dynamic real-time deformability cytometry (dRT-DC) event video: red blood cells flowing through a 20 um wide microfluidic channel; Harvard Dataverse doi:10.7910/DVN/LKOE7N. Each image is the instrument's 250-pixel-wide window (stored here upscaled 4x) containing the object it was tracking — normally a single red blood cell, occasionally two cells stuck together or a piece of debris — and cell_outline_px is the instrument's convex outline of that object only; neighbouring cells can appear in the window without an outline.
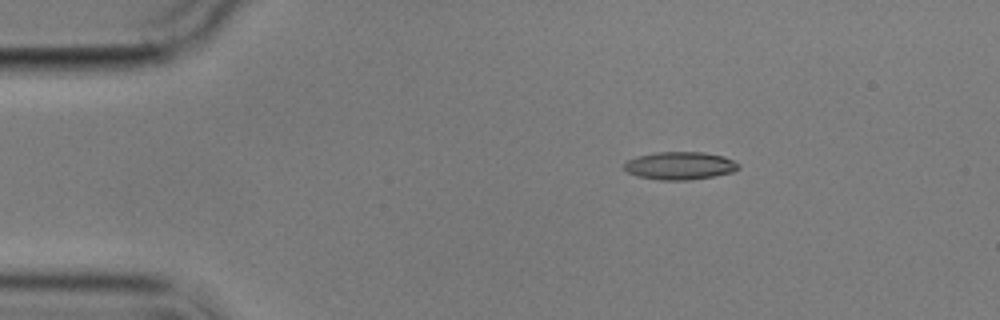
{"species": "common noctule bat (a hibernating species)", "species_latin": "Nyctalus noctula", "temperature_condition": "cold", "stored_images_in_passage": 6, "camera_frame_rate_fps": 3000, "um_per_image_px": 0.085, "animal": {"sex": "male", "body_mass_g": 17.9}, "frame": {"image": 1, "passage_image": 3, "time_ms": 2.333, "image_size_px": [1000, 320], "cell_outline_px": [[740, 168], [732, 172], [712, 176], [688, 180], [660, 180], [640, 176], [628, 172], [624, 168], [624, 164], [628, 160], [636, 156], [656, 152], [704, 152], [724, 156], [740, 164]], "centroid_in_image_um": [57.81, 14.07], "position_along_channel_um": 27.2, "area_um2": 18.44}}